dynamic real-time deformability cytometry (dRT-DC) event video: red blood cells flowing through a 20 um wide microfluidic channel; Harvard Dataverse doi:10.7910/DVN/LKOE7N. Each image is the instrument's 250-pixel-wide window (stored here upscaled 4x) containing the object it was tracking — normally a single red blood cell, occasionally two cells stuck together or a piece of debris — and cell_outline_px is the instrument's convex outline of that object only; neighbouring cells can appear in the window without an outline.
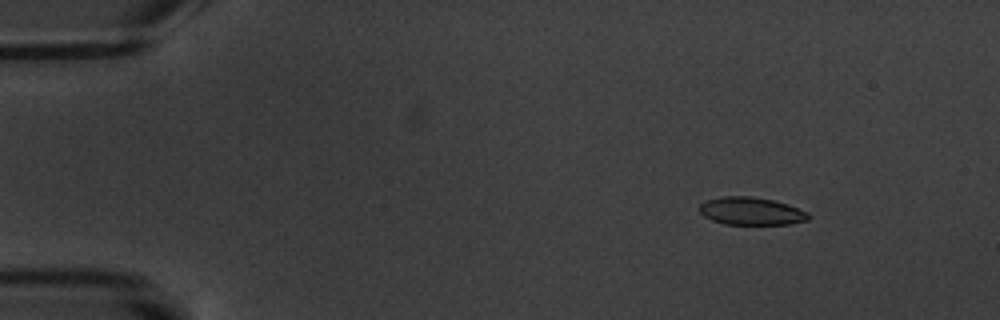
{"species": "common noctule bat (a hibernating species)", "species_latin": "Nyctalus noctula", "temperature_condition": "warm", "stored_images_in_passage": 5, "camera_frame_rate_fps": 3000, "um_per_image_px": 0.085, "animal": {"sex": "male", "body_mass_g": 20.1, "forearm_length_mm": 53.5}, "frame": {"image": 1, "passage_image": 2, "time_ms": 1.333, "image_size_px": [1000, 320], "cell_outline_px": [[808, 220], [788, 224], [724, 224], [712, 220], [704, 216], [700, 212], [700, 204], [708, 200], [720, 196], [752, 196], [772, 200], [788, 204], [808, 212]], "centroid_in_image_um": [63.84, 17.94], "position_along_channel_um": 21.2, "area_um2": 17.51}}
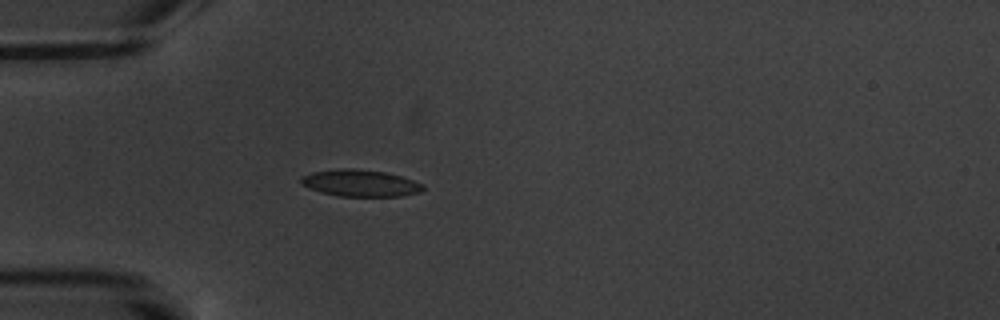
{"frame": {"image": 2, "passage_image": 5, "time_ms": 4.667, "image_size_px": [1000, 320], "cell_outline_px": [[424, 188], [420, 192], [400, 196], [340, 196], [320, 192], [308, 188], [300, 184], [300, 176], [312, 172], [340, 168], [352, 168], [384, 172], [400, 176], [424, 184]], "centroid_in_image_um": [30.58, 15.56], "position_along_channel_um": 54.4, "area_um2": 19.07}}